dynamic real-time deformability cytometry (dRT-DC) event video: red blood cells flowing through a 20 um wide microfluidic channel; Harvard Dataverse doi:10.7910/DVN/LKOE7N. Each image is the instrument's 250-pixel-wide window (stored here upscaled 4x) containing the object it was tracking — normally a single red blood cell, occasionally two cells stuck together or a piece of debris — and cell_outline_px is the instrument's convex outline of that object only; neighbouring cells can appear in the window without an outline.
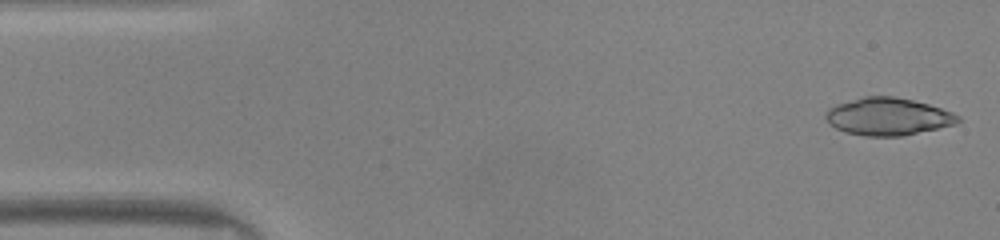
{"species": "common noctule bat (a hibernating species)", "species_latin": "Nyctalus noctula", "temperature_condition": "warm", "stored_images_in_passage": 47, "camera_frame_rate_fps": 3000, "um_per_image_px": 0.085, "animal": {"sex": "male", "body_mass_g": 20.0, "forearm_length_mm": 53.3}, "frame": {"image": 1, "passage_image": 1, "time_ms": 0.0, "image_size_px": [1000, 240], "cell_outline_px": [[960, 120], [956, 124], [904, 136], [864, 136], [844, 132], [836, 128], [824, 116], [824, 112], [828, 108], [836, 104], [864, 96], [892, 96], [912, 100], [928, 104], [952, 112], [960, 116]], "centroid_in_image_um": [75.47, 9.91], "position_along_channel_um": 9.5, "area_um2": 28.9}}
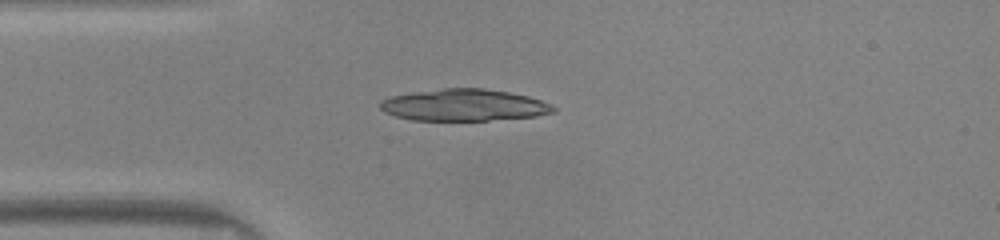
{"frame": {"image": 2, "passage_image": 11, "time_ms": 3.333, "image_size_px": [1000, 240], "cell_outline_px": [[556, 112], [536, 116], [488, 120], [412, 120], [396, 116], [384, 112], [380, 108], [380, 100], [392, 96], [412, 92], [444, 88], [484, 88], [508, 92], [528, 96], [552, 104], [556, 108]], "centroid_in_image_um": [39.45, 8.93], "position_along_channel_um": 45.6, "area_um2": 32.08}}